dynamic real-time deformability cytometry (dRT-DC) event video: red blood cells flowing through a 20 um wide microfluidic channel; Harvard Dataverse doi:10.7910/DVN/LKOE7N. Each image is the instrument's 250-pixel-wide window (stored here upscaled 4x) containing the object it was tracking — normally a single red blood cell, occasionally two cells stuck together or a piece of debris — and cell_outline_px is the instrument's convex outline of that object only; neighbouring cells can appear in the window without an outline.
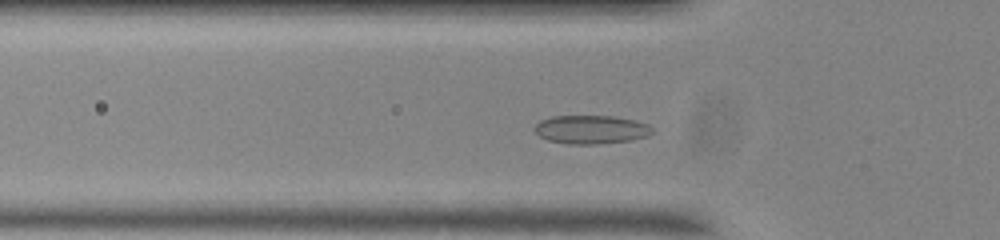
{"species": "common noctule bat (a hibernating species)", "species_latin": "Nyctalus noctula", "temperature_condition": "room temperature", "stored_images_in_passage": 51, "segment_of_instrument_passage": [1, 2], "camera_frame_rate_fps": 3000, "um_per_image_px": 0.085, "animal": {"sex": "male", "body_mass_g": 20.0, "forearm_length_mm": 53.3}, "frame": {"image": 1, "passage_image": 12, "time_ms": 3.667, "image_size_px": [1000, 240], "cell_outline_px": [[652, 132], [648, 136], [632, 140], [596, 144], [568, 144], [548, 140], [540, 136], [532, 128], [540, 120], [552, 116], [612, 116], [636, 120], [648, 124], [652, 128]], "centroid_in_image_um": [50.24, 11.01], "position_along_channel_um": 75.6, "area_um2": 19.65}}
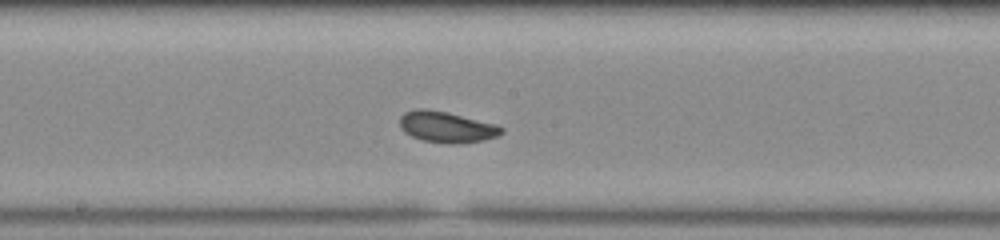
{"frame": {"image": 2, "passage_image": 23, "time_ms": 7.333, "image_size_px": [1000, 240], "cell_outline_px": [[504, 132], [496, 136], [484, 140], [460, 144], [448, 144], [424, 140], [412, 136], [404, 132], [400, 128], [400, 116], [404, 112], [416, 108], [428, 108], [448, 112], [496, 124], [504, 128]], "centroid_in_image_um": [37.95, 10.78], "position_along_channel_um": 210.2, "area_um2": 18.61}}
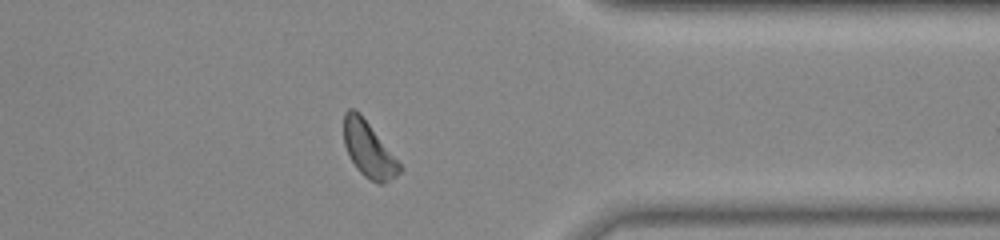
{"frame": {"image": 3, "passage_image": 38, "time_ms": 12.333, "image_size_px": [1000, 240], "cell_outline_px": [[404, 168], [396, 176], [384, 184], [380, 184], [364, 176], [356, 168], [344, 144], [344, 112], [348, 108], [356, 108], [360, 112]], "centroid_in_image_um": [31.34, 12.68], "position_along_channel_um": 380.1, "area_um2": 18.03}}